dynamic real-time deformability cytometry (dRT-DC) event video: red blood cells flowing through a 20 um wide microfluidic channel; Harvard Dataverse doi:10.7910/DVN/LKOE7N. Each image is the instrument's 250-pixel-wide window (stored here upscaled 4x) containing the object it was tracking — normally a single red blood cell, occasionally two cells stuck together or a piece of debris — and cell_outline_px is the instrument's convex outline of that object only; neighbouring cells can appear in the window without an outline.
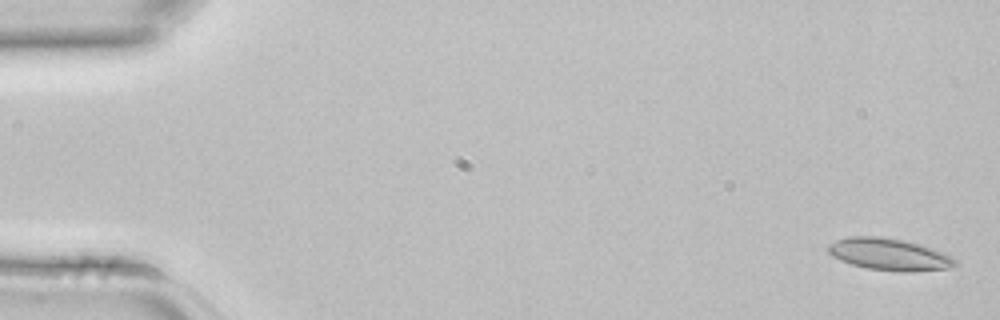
{"species": "common noctule bat (a hibernating species)", "species_latin": "Nyctalus noctula", "temperature_condition": "room temperature", "stored_images_in_passage": 4, "camera_frame_rate_fps": 3000, "um_per_image_px": 0.085, "animal": {"sex": "female", "body_mass_g": 22.7, "forearm_length_mm": 54.2}, "frame": {"image": 1, "passage_image": 1, "time_ms": 0.0, "image_size_px": [1000, 320], "cell_outline_px": [[956, 264], [948, 268], [912, 272], [900, 272], [868, 268], [852, 264], [840, 260], [832, 256], [824, 248], [828, 244], [836, 240], [848, 236], [880, 236], [904, 240], [920, 244], [944, 252], [952, 256], [956, 260]], "centroid_in_image_um": [75.56, 21.61], "position_along_channel_um": 9.4, "area_um2": 23.87}}
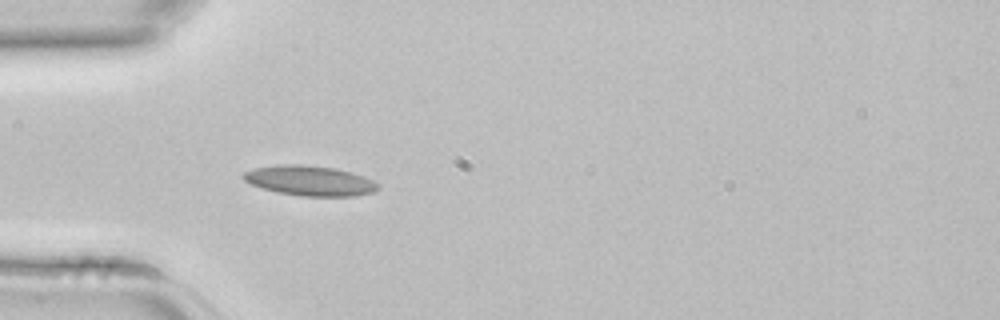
{"frame": {"image": 2, "passage_image": 4, "time_ms": 1.0, "image_size_px": [1000, 320], "cell_outline_px": [[380, 188], [376, 192], [356, 196], [300, 196], [276, 192], [252, 184], [244, 180], [240, 176], [244, 172], [256, 168], [276, 164], [300, 164], [336, 168], [352, 172], [364, 176], [380, 184]], "centroid_in_image_um": [26.38, 15.36], "position_along_channel_um": 58.6, "area_um2": 23.81}}